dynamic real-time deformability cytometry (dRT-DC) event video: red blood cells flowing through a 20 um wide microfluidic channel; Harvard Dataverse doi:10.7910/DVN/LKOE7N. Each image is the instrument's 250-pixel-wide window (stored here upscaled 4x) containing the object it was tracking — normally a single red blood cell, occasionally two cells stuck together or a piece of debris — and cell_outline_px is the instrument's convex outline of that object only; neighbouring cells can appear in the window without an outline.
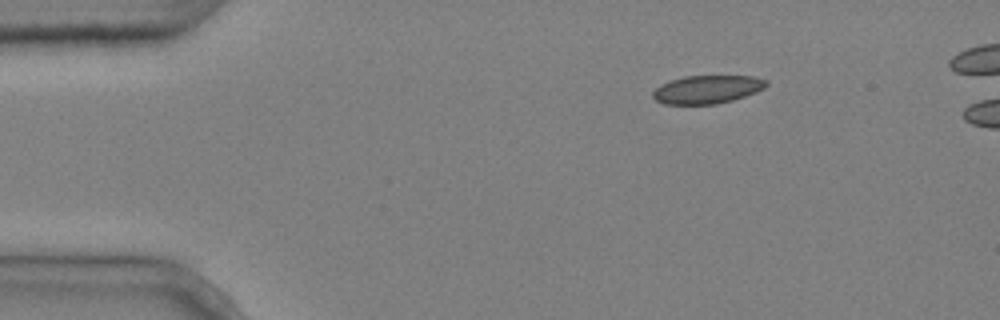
{"species": "common noctule bat (a hibernating species)", "species_latin": "Nyctalus noctula", "temperature_condition": "cold", "stored_images_in_passage": 2, "camera_frame_rate_fps": 3000, "um_per_image_px": 0.085, "animal": {"sex": "male", "body_mass_g": 20.4}, "frame": {"image": 1, "passage_image": 1, "time_ms": 0.0, "image_size_px": [1000, 320], "cell_outline_px": [[768, 84], [764, 88], [756, 92], [732, 100], [716, 104], [664, 104], [656, 100], [652, 96], [652, 92], [660, 84], [684, 76], [752, 76], [768, 80]], "centroid_in_image_um": [60.11, 7.6], "position_along_channel_um": 24.9, "area_um2": 18.61}}